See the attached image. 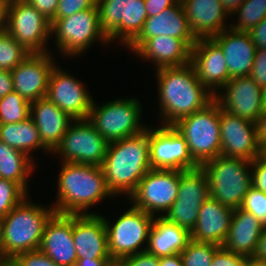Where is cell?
<instances>
[{
    "label": "cell",
    "instance_id": "1",
    "mask_svg": "<svg viewBox=\"0 0 266 266\" xmlns=\"http://www.w3.org/2000/svg\"><path fill=\"white\" fill-rule=\"evenodd\" d=\"M156 71L160 115L164 121L162 125H173L183 117L205 108L215 99L200 82L191 63Z\"/></svg>",
    "mask_w": 266,
    "mask_h": 266
},
{
    "label": "cell",
    "instance_id": "2",
    "mask_svg": "<svg viewBox=\"0 0 266 266\" xmlns=\"http://www.w3.org/2000/svg\"><path fill=\"white\" fill-rule=\"evenodd\" d=\"M150 128L142 133L111 142L102 163L109 191L130 197L139 181L151 170L149 154Z\"/></svg>",
    "mask_w": 266,
    "mask_h": 266
},
{
    "label": "cell",
    "instance_id": "3",
    "mask_svg": "<svg viewBox=\"0 0 266 266\" xmlns=\"http://www.w3.org/2000/svg\"><path fill=\"white\" fill-rule=\"evenodd\" d=\"M55 213L86 215L87 208L112 197L101 166L62 162Z\"/></svg>",
    "mask_w": 266,
    "mask_h": 266
},
{
    "label": "cell",
    "instance_id": "4",
    "mask_svg": "<svg viewBox=\"0 0 266 266\" xmlns=\"http://www.w3.org/2000/svg\"><path fill=\"white\" fill-rule=\"evenodd\" d=\"M54 213L52 205L47 208L27 197L15 206L2 219L1 257L12 260L18 253L39 249L45 225Z\"/></svg>",
    "mask_w": 266,
    "mask_h": 266
},
{
    "label": "cell",
    "instance_id": "5",
    "mask_svg": "<svg viewBox=\"0 0 266 266\" xmlns=\"http://www.w3.org/2000/svg\"><path fill=\"white\" fill-rule=\"evenodd\" d=\"M173 126L185 138L189 154L198 166L221 155L220 105L215 99Z\"/></svg>",
    "mask_w": 266,
    "mask_h": 266
},
{
    "label": "cell",
    "instance_id": "6",
    "mask_svg": "<svg viewBox=\"0 0 266 266\" xmlns=\"http://www.w3.org/2000/svg\"><path fill=\"white\" fill-rule=\"evenodd\" d=\"M252 161L218 155L201 165L209 182L210 197L233 209L240 208L252 187Z\"/></svg>",
    "mask_w": 266,
    "mask_h": 266
},
{
    "label": "cell",
    "instance_id": "7",
    "mask_svg": "<svg viewBox=\"0 0 266 266\" xmlns=\"http://www.w3.org/2000/svg\"><path fill=\"white\" fill-rule=\"evenodd\" d=\"M93 101L88 120L109 143L142 133V105L138 99H115L101 106Z\"/></svg>",
    "mask_w": 266,
    "mask_h": 266
},
{
    "label": "cell",
    "instance_id": "8",
    "mask_svg": "<svg viewBox=\"0 0 266 266\" xmlns=\"http://www.w3.org/2000/svg\"><path fill=\"white\" fill-rule=\"evenodd\" d=\"M51 36L55 34L59 51L67 56H79L95 40L108 44L106 34L101 30L97 4L90 9L77 12L71 16L52 19Z\"/></svg>",
    "mask_w": 266,
    "mask_h": 266
},
{
    "label": "cell",
    "instance_id": "9",
    "mask_svg": "<svg viewBox=\"0 0 266 266\" xmlns=\"http://www.w3.org/2000/svg\"><path fill=\"white\" fill-rule=\"evenodd\" d=\"M97 7L100 28L109 44L121 37L120 43L127 47L143 30L148 17L144 0H97Z\"/></svg>",
    "mask_w": 266,
    "mask_h": 266
},
{
    "label": "cell",
    "instance_id": "10",
    "mask_svg": "<svg viewBox=\"0 0 266 266\" xmlns=\"http://www.w3.org/2000/svg\"><path fill=\"white\" fill-rule=\"evenodd\" d=\"M154 218L133 205L112 225L103 217L108 235V249L113 261L146 251L147 247L143 244L148 241Z\"/></svg>",
    "mask_w": 266,
    "mask_h": 266
},
{
    "label": "cell",
    "instance_id": "11",
    "mask_svg": "<svg viewBox=\"0 0 266 266\" xmlns=\"http://www.w3.org/2000/svg\"><path fill=\"white\" fill-rule=\"evenodd\" d=\"M108 145L88 119H75L54 152L61 155L62 162L102 166Z\"/></svg>",
    "mask_w": 266,
    "mask_h": 266
},
{
    "label": "cell",
    "instance_id": "12",
    "mask_svg": "<svg viewBox=\"0 0 266 266\" xmlns=\"http://www.w3.org/2000/svg\"><path fill=\"white\" fill-rule=\"evenodd\" d=\"M6 31L30 53L49 52L51 22L25 0L8 6Z\"/></svg>",
    "mask_w": 266,
    "mask_h": 266
},
{
    "label": "cell",
    "instance_id": "13",
    "mask_svg": "<svg viewBox=\"0 0 266 266\" xmlns=\"http://www.w3.org/2000/svg\"><path fill=\"white\" fill-rule=\"evenodd\" d=\"M180 170L151 169L128 198L135 208L155 216L167 212L177 198Z\"/></svg>",
    "mask_w": 266,
    "mask_h": 266
},
{
    "label": "cell",
    "instance_id": "14",
    "mask_svg": "<svg viewBox=\"0 0 266 266\" xmlns=\"http://www.w3.org/2000/svg\"><path fill=\"white\" fill-rule=\"evenodd\" d=\"M150 128L149 154L152 169L188 170L198 165L191 158L185 138L173 125Z\"/></svg>",
    "mask_w": 266,
    "mask_h": 266
},
{
    "label": "cell",
    "instance_id": "15",
    "mask_svg": "<svg viewBox=\"0 0 266 266\" xmlns=\"http://www.w3.org/2000/svg\"><path fill=\"white\" fill-rule=\"evenodd\" d=\"M221 155L253 161L260 156L256 123L220 107Z\"/></svg>",
    "mask_w": 266,
    "mask_h": 266
},
{
    "label": "cell",
    "instance_id": "16",
    "mask_svg": "<svg viewBox=\"0 0 266 266\" xmlns=\"http://www.w3.org/2000/svg\"><path fill=\"white\" fill-rule=\"evenodd\" d=\"M80 81L57 65L49 76L46 97L73 119H87L93 103Z\"/></svg>",
    "mask_w": 266,
    "mask_h": 266
},
{
    "label": "cell",
    "instance_id": "17",
    "mask_svg": "<svg viewBox=\"0 0 266 266\" xmlns=\"http://www.w3.org/2000/svg\"><path fill=\"white\" fill-rule=\"evenodd\" d=\"M55 65L49 52L31 53L11 71L14 91L30 103L46 97Z\"/></svg>",
    "mask_w": 266,
    "mask_h": 266
},
{
    "label": "cell",
    "instance_id": "18",
    "mask_svg": "<svg viewBox=\"0 0 266 266\" xmlns=\"http://www.w3.org/2000/svg\"><path fill=\"white\" fill-rule=\"evenodd\" d=\"M225 93H216L215 100L226 112L257 122L263 112L262 88L248 76L230 79L222 88Z\"/></svg>",
    "mask_w": 266,
    "mask_h": 266
},
{
    "label": "cell",
    "instance_id": "19",
    "mask_svg": "<svg viewBox=\"0 0 266 266\" xmlns=\"http://www.w3.org/2000/svg\"><path fill=\"white\" fill-rule=\"evenodd\" d=\"M191 64L200 82L215 96L229 81V70L221 47L212 38H199L191 49Z\"/></svg>",
    "mask_w": 266,
    "mask_h": 266
},
{
    "label": "cell",
    "instance_id": "20",
    "mask_svg": "<svg viewBox=\"0 0 266 266\" xmlns=\"http://www.w3.org/2000/svg\"><path fill=\"white\" fill-rule=\"evenodd\" d=\"M162 35L182 39L191 49L198 40L190 29L181 1L160 14L147 17L143 30L127 48L134 51L144 40Z\"/></svg>",
    "mask_w": 266,
    "mask_h": 266
},
{
    "label": "cell",
    "instance_id": "21",
    "mask_svg": "<svg viewBox=\"0 0 266 266\" xmlns=\"http://www.w3.org/2000/svg\"><path fill=\"white\" fill-rule=\"evenodd\" d=\"M73 215L54 213L45 225L40 250L58 266H73L77 254L73 240Z\"/></svg>",
    "mask_w": 266,
    "mask_h": 266
},
{
    "label": "cell",
    "instance_id": "22",
    "mask_svg": "<svg viewBox=\"0 0 266 266\" xmlns=\"http://www.w3.org/2000/svg\"><path fill=\"white\" fill-rule=\"evenodd\" d=\"M72 237L77 260L111 258L106 226L101 215H73Z\"/></svg>",
    "mask_w": 266,
    "mask_h": 266
},
{
    "label": "cell",
    "instance_id": "23",
    "mask_svg": "<svg viewBox=\"0 0 266 266\" xmlns=\"http://www.w3.org/2000/svg\"><path fill=\"white\" fill-rule=\"evenodd\" d=\"M221 47L229 70V80L251 73L257 47L248 32L227 27L212 37Z\"/></svg>",
    "mask_w": 266,
    "mask_h": 266
},
{
    "label": "cell",
    "instance_id": "24",
    "mask_svg": "<svg viewBox=\"0 0 266 266\" xmlns=\"http://www.w3.org/2000/svg\"><path fill=\"white\" fill-rule=\"evenodd\" d=\"M30 118L38 128L42 144L50 152L59 146L68 127L75 121L47 97L31 102Z\"/></svg>",
    "mask_w": 266,
    "mask_h": 266
},
{
    "label": "cell",
    "instance_id": "25",
    "mask_svg": "<svg viewBox=\"0 0 266 266\" xmlns=\"http://www.w3.org/2000/svg\"><path fill=\"white\" fill-rule=\"evenodd\" d=\"M233 210L211 197L208 198L199 209L191 239L223 246L231 226Z\"/></svg>",
    "mask_w": 266,
    "mask_h": 266
},
{
    "label": "cell",
    "instance_id": "26",
    "mask_svg": "<svg viewBox=\"0 0 266 266\" xmlns=\"http://www.w3.org/2000/svg\"><path fill=\"white\" fill-rule=\"evenodd\" d=\"M183 4L190 29L194 36L212 38L221 33L225 26L226 17L230 16L220 0H180Z\"/></svg>",
    "mask_w": 266,
    "mask_h": 266
},
{
    "label": "cell",
    "instance_id": "27",
    "mask_svg": "<svg viewBox=\"0 0 266 266\" xmlns=\"http://www.w3.org/2000/svg\"><path fill=\"white\" fill-rule=\"evenodd\" d=\"M133 52L154 62L156 69L191 63V48L182 39L171 36H155L144 40Z\"/></svg>",
    "mask_w": 266,
    "mask_h": 266
},
{
    "label": "cell",
    "instance_id": "28",
    "mask_svg": "<svg viewBox=\"0 0 266 266\" xmlns=\"http://www.w3.org/2000/svg\"><path fill=\"white\" fill-rule=\"evenodd\" d=\"M263 228L264 225L251 213L236 208L233 210L231 226L223 247L250 258L256 249Z\"/></svg>",
    "mask_w": 266,
    "mask_h": 266
},
{
    "label": "cell",
    "instance_id": "29",
    "mask_svg": "<svg viewBox=\"0 0 266 266\" xmlns=\"http://www.w3.org/2000/svg\"><path fill=\"white\" fill-rule=\"evenodd\" d=\"M191 240V234L163 217L154 218L149 232L146 251L157 256L181 253Z\"/></svg>",
    "mask_w": 266,
    "mask_h": 266
},
{
    "label": "cell",
    "instance_id": "30",
    "mask_svg": "<svg viewBox=\"0 0 266 266\" xmlns=\"http://www.w3.org/2000/svg\"><path fill=\"white\" fill-rule=\"evenodd\" d=\"M208 198L209 182L201 166L180 171L178 194L172 206L201 208Z\"/></svg>",
    "mask_w": 266,
    "mask_h": 266
},
{
    "label": "cell",
    "instance_id": "31",
    "mask_svg": "<svg viewBox=\"0 0 266 266\" xmlns=\"http://www.w3.org/2000/svg\"><path fill=\"white\" fill-rule=\"evenodd\" d=\"M0 141L20 150L31 157V151L43 148L50 152L41 142L38 128L29 117L18 123L0 124Z\"/></svg>",
    "mask_w": 266,
    "mask_h": 266
},
{
    "label": "cell",
    "instance_id": "32",
    "mask_svg": "<svg viewBox=\"0 0 266 266\" xmlns=\"http://www.w3.org/2000/svg\"><path fill=\"white\" fill-rule=\"evenodd\" d=\"M32 160L24 152L0 141V178L19 184L26 192L28 176L34 168Z\"/></svg>",
    "mask_w": 266,
    "mask_h": 266
},
{
    "label": "cell",
    "instance_id": "33",
    "mask_svg": "<svg viewBox=\"0 0 266 266\" xmlns=\"http://www.w3.org/2000/svg\"><path fill=\"white\" fill-rule=\"evenodd\" d=\"M31 103L13 91L0 98V124L18 123L30 117Z\"/></svg>",
    "mask_w": 266,
    "mask_h": 266
},
{
    "label": "cell",
    "instance_id": "34",
    "mask_svg": "<svg viewBox=\"0 0 266 266\" xmlns=\"http://www.w3.org/2000/svg\"><path fill=\"white\" fill-rule=\"evenodd\" d=\"M235 13L239 15V21L229 27L249 32L266 17V0H244Z\"/></svg>",
    "mask_w": 266,
    "mask_h": 266
},
{
    "label": "cell",
    "instance_id": "35",
    "mask_svg": "<svg viewBox=\"0 0 266 266\" xmlns=\"http://www.w3.org/2000/svg\"><path fill=\"white\" fill-rule=\"evenodd\" d=\"M30 54L7 31L0 32V70L12 71Z\"/></svg>",
    "mask_w": 266,
    "mask_h": 266
},
{
    "label": "cell",
    "instance_id": "36",
    "mask_svg": "<svg viewBox=\"0 0 266 266\" xmlns=\"http://www.w3.org/2000/svg\"><path fill=\"white\" fill-rule=\"evenodd\" d=\"M220 247L214 243L196 242L191 239L180 253L183 266H210L215 252Z\"/></svg>",
    "mask_w": 266,
    "mask_h": 266
},
{
    "label": "cell",
    "instance_id": "37",
    "mask_svg": "<svg viewBox=\"0 0 266 266\" xmlns=\"http://www.w3.org/2000/svg\"><path fill=\"white\" fill-rule=\"evenodd\" d=\"M19 184L0 178V219H3L15 206L28 195Z\"/></svg>",
    "mask_w": 266,
    "mask_h": 266
},
{
    "label": "cell",
    "instance_id": "38",
    "mask_svg": "<svg viewBox=\"0 0 266 266\" xmlns=\"http://www.w3.org/2000/svg\"><path fill=\"white\" fill-rule=\"evenodd\" d=\"M200 208L187 206H171L165 214H161L166 221L176 224L190 234L196 226Z\"/></svg>",
    "mask_w": 266,
    "mask_h": 266
},
{
    "label": "cell",
    "instance_id": "39",
    "mask_svg": "<svg viewBox=\"0 0 266 266\" xmlns=\"http://www.w3.org/2000/svg\"><path fill=\"white\" fill-rule=\"evenodd\" d=\"M240 209L251 213L262 225L266 226V193L254 188L244 196Z\"/></svg>",
    "mask_w": 266,
    "mask_h": 266
},
{
    "label": "cell",
    "instance_id": "40",
    "mask_svg": "<svg viewBox=\"0 0 266 266\" xmlns=\"http://www.w3.org/2000/svg\"><path fill=\"white\" fill-rule=\"evenodd\" d=\"M11 261L17 266H58L40 249L18 253Z\"/></svg>",
    "mask_w": 266,
    "mask_h": 266
},
{
    "label": "cell",
    "instance_id": "41",
    "mask_svg": "<svg viewBox=\"0 0 266 266\" xmlns=\"http://www.w3.org/2000/svg\"><path fill=\"white\" fill-rule=\"evenodd\" d=\"M97 0H58L57 12L53 19L71 16L77 12L93 8Z\"/></svg>",
    "mask_w": 266,
    "mask_h": 266
},
{
    "label": "cell",
    "instance_id": "42",
    "mask_svg": "<svg viewBox=\"0 0 266 266\" xmlns=\"http://www.w3.org/2000/svg\"><path fill=\"white\" fill-rule=\"evenodd\" d=\"M248 257L233 253L221 246L214 254L210 266H244Z\"/></svg>",
    "mask_w": 266,
    "mask_h": 266
},
{
    "label": "cell",
    "instance_id": "43",
    "mask_svg": "<svg viewBox=\"0 0 266 266\" xmlns=\"http://www.w3.org/2000/svg\"><path fill=\"white\" fill-rule=\"evenodd\" d=\"M249 76L259 87L263 88L266 86V49L257 48Z\"/></svg>",
    "mask_w": 266,
    "mask_h": 266
},
{
    "label": "cell",
    "instance_id": "44",
    "mask_svg": "<svg viewBox=\"0 0 266 266\" xmlns=\"http://www.w3.org/2000/svg\"><path fill=\"white\" fill-rule=\"evenodd\" d=\"M121 266H159V257L147 252H139L135 255L118 259Z\"/></svg>",
    "mask_w": 266,
    "mask_h": 266
},
{
    "label": "cell",
    "instance_id": "45",
    "mask_svg": "<svg viewBox=\"0 0 266 266\" xmlns=\"http://www.w3.org/2000/svg\"><path fill=\"white\" fill-rule=\"evenodd\" d=\"M252 186L266 193V161L260 156L252 161Z\"/></svg>",
    "mask_w": 266,
    "mask_h": 266
},
{
    "label": "cell",
    "instance_id": "46",
    "mask_svg": "<svg viewBox=\"0 0 266 266\" xmlns=\"http://www.w3.org/2000/svg\"><path fill=\"white\" fill-rule=\"evenodd\" d=\"M50 21L57 12L58 0H25Z\"/></svg>",
    "mask_w": 266,
    "mask_h": 266
},
{
    "label": "cell",
    "instance_id": "47",
    "mask_svg": "<svg viewBox=\"0 0 266 266\" xmlns=\"http://www.w3.org/2000/svg\"><path fill=\"white\" fill-rule=\"evenodd\" d=\"M180 0H144L148 17L160 14L166 8L176 5Z\"/></svg>",
    "mask_w": 266,
    "mask_h": 266
},
{
    "label": "cell",
    "instance_id": "48",
    "mask_svg": "<svg viewBox=\"0 0 266 266\" xmlns=\"http://www.w3.org/2000/svg\"><path fill=\"white\" fill-rule=\"evenodd\" d=\"M248 33L257 48L266 49V17Z\"/></svg>",
    "mask_w": 266,
    "mask_h": 266
},
{
    "label": "cell",
    "instance_id": "49",
    "mask_svg": "<svg viewBox=\"0 0 266 266\" xmlns=\"http://www.w3.org/2000/svg\"><path fill=\"white\" fill-rule=\"evenodd\" d=\"M14 91L11 71L0 70V98Z\"/></svg>",
    "mask_w": 266,
    "mask_h": 266
},
{
    "label": "cell",
    "instance_id": "50",
    "mask_svg": "<svg viewBox=\"0 0 266 266\" xmlns=\"http://www.w3.org/2000/svg\"><path fill=\"white\" fill-rule=\"evenodd\" d=\"M254 260L266 262V226H264L261 236L257 242L256 249L251 257Z\"/></svg>",
    "mask_w": 266,
    "mask_h": 266
},
{
    "label": "cell",
    "instance_id": "51",
    "mask_svg": "<svg viewBox=\"0 0 266 266\" xmlns=\"http://www.w3.org/2000/svg\"><path fill=\"white\" fill-rule=\"evenodd\" d=\"M257 127V137L259 144L261 145L266 141V110H263L259 119L256 122Z\"/></svg>",
    "mask_w": 266,
    "mask_h": 266
},
{
    "label": "cell",
    "instance_id": "52",
    "mask_svg": "<svg viewBox=\"0 0 266 266\" xmlns=\"http://www.w3.org/2000/svg\"><path fill=\"white\" fill-rule=\"evenodd\" d=\"M159 266H183L180 253L159 257Z\"/></svg>",
    "mask_w": 266,
    "mask_h": 266
},
{
    "label": "cell",
    "instance_id": "53",
    "mask_svg": "<svg viewBox=\"0 0 266 266\" xmlns=\"http://www.w3.org/2000/svg\"><path fill=\"white\" fill-rule=\"evenodd\" d=\"M112 258H93L89 260H77V266H109Z\"/></svg>",
    "mask_w": 266,
    "mask_h": 266
},
{
    "label": "cell",
    "instance_id": "54",
    "mask_svg": "<svg viewBox=\"0 0 266 266\" xmlns=\"http://www.w3.org/2000/svg\"><path fill=\"white\" fill-rule=\"evenodd\" d=\"M8 4L0 0V32L7 30Z\"/></svg>",
    "mask_w": 266,
    "mask_h": 266
},
{
    "label": "cell",
    "instance_id": "55",
    "mask_svg": "<svg viewBox=\"0 0 266 266\" xmlns=\"http://www.w3.org/2000/svg\"><path fill=\"white\" fill-rule=\"evenodd\" d=\"M220 2L223 4L226 12L231 15L240 7L244 0H220Z\"/></svg>",
    "mask_w": 266,
    "mask_h": 266
},
{
    "label": "cell",
    "instance_id": "56",
    "mask_svg": "<svg viewBox=\"0 0 266 266\" xmlns=\"http://www.w3.org/2000/svg\"><path fill=\"white\" fill-rule=\"evenodd\" d=\"M244 266H266V262L254 260L250 257L247 258V260L244 263Z\"/></svg>",
    "mask_w": 266,
    "mask_h": 266
},
{
    "label": "cell",
    "instance_id": "57",
    "mask_svg": "<svg viewBox=\"0 0 266 266\" xmlns=\"http://www.w3.org/2000/svg\"><path fill=\"white\" fill-rule=\"evenodd\" d=\"M260 157L266 161V141L260 145Z\"/></svg>",
    "mask_w": 266,
    "mask_h": 266
},
{
    "label": "cell",
    "instance_id": "58",
    "mask_svg": "<svg viewBox=\"0 0 266 266\" xmlns=\"http://www.w3.org/2000/svg\"><path fill=\"white\" fill-rule=\"evenodd\" d=\"M262 108L266 110V86L262 88Z\"/></svg>",
    "mask_w": 266,
    "mask_h": 266
},
{
    "label": "cell",
    "instance_id": "59",
    "mask_svg": "<svg viewBox=\"0 0 266 266\" xmlns=\"http://www.w3.org/2000/svg\"><path fill=\"white\" fill-rule=\"evenodd\" d=\"M0 266H17L11 260H4Z\"/></svg>",
    "mask_w": 266,
    "mask_h": 266
},
{
    "label": "cell",
    "instance_id": "60",
    "mask_svg": "<svg viewBox=\"0 0 266 266\" xmlns=\"http://www.w3.org/2000/svg\"><path fill=\"white\" fill-rule=\"evenodd\" d=\"M2 239H3V223L2 219H0V250H1Z\"/></svg>",
    "mask_w": 266,
    "mask_h": 266
},
{
    "label": "cell",
    "instance_id": "61",
    "mask_svg": "<svg viewBox=\"0 0 266 266\" xmlns=\"http://www.w3.org/2000/svg\"><path fill=\"white\" fill-rule=\"evenodd\" d=\"M1 1H3V2L7 3L8 5H10V4H12V3L16 2V1H21V0H1Z\"/></svg>",
    "mask_w": 266,
    "mask_h": 266
},
{
    "label": "cell",
    "instance_id": "62",
    "mask_svg": "<svg viewBox=\"0 0 266 266\" xmlns=\"http://www.w3.org/2000/svg\"><path fill=\"white\" fill-rule=\"evenodd\" d=\"M109 266H121L117 261H112Z\"/></svg>",
    "mask_w": 266,
    "mask_h": 266
},
{
    "label": "cell",
    "instance_id": "63",
    "mask_svg": "<svg viewBox=\"0 0 266 266\" xmlns=\"http://www.w3.org/2000/svg\"><path fill=\"white\" fill-rule=\"evenodd\" d=\"M4 261V259L1 257V255H0V265H1V263Z\"/></svg>",
    "mask_w": 266,
    "mask_h": 266
}]
</instances>
